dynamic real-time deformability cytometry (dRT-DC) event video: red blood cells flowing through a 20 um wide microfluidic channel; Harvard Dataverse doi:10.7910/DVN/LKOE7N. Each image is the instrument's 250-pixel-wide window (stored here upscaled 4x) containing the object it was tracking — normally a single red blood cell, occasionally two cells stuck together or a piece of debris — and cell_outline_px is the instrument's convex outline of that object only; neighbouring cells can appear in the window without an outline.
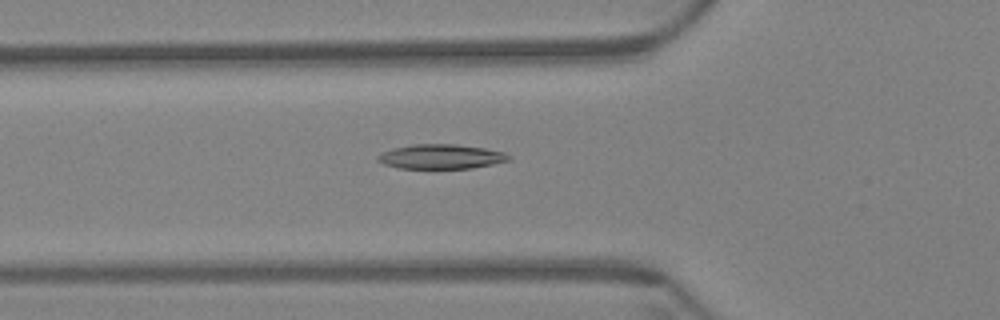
{"species": "Egyptian fruit bat (a non-hibernating species)", "species_latin": "Rousettus aegyptiacus", "temperature_condition": "warm", "stored_images_in_passage": 61, "camera_frame_rate_fps": 3000, "um_per_image_px": 0.085, "animal": {"sex": "female"}, "frame": {"image": 1, "passage_image": 22, "time_ms": 7.0, "image_size_px": [1000, 320], "cell_outline_px": [[512, 160], [472, 168], [400, 168], [384, 164], [376, 160], [376, 156], [380, 152], [392, 148], [412, 144], [456, 144], [484, 148], [504, 152]], "centroid_in_image_um": [37.44, 13.3], "position_along_channel_um": 88.4, "area_um2": 18.79}}
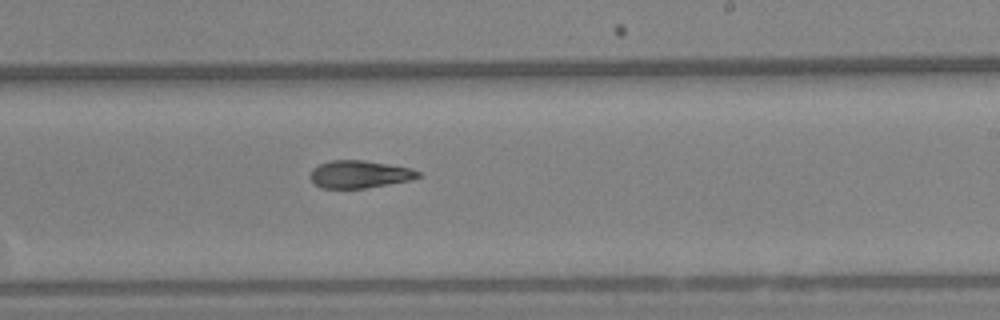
{"frame": {"image": 2, "passage_image": 37, "time_ms": 12.0, "image_size_px": [1000, 320], "cell_outline_px": [[420, 176], [408, 180], [364, 188], [320, 188], [312, 180], [312, 168], [328, 160], [364, 160], [412, 168], [420, 172]], "centroid_in_image_um": [30.55, 14.8], "position_along_channel_um": 258.5, "area_um2": 17.05}}
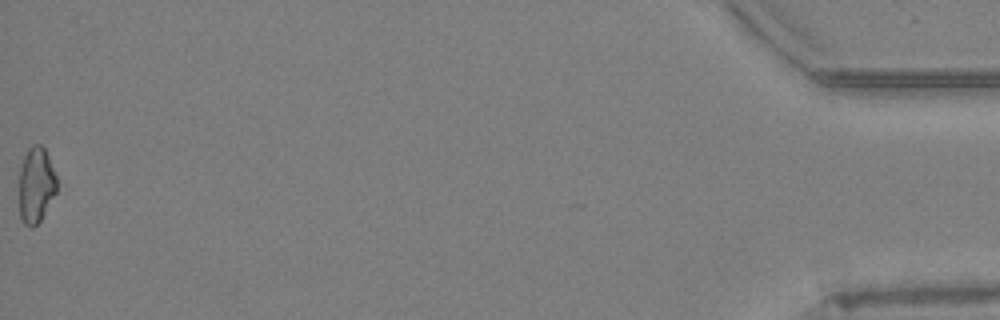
{"frame": {"image": 3, "passage_image": 61, "time_ms": 20.0, "image_size_px": [1000, 320], "cell_outline_px": [[56, 192], [40, 220], [32, 228], [28, 228], [24, 224], [20, 216], [20, 168], [24, 156], [28, 148], [32, 144], [40, 144], [44, 148], [48, 156], [56, 176]], "centroid_in_image_um": [3.05, 15.72], "position_along_channel_um": 432.1, "area_um2": 16.42}, "authors_computed_cell_mechanics": {"area_um2": 18.0336, "velocity_mm_per_s": 3.4178, "shape_relaxation_time_tau1_ms": 8.0998, "shape_relaxation_time_tau2_ms": 9.4502, "deformation_change_tau1": 0.1848, "deformation_change_tau2": 0.1917}}